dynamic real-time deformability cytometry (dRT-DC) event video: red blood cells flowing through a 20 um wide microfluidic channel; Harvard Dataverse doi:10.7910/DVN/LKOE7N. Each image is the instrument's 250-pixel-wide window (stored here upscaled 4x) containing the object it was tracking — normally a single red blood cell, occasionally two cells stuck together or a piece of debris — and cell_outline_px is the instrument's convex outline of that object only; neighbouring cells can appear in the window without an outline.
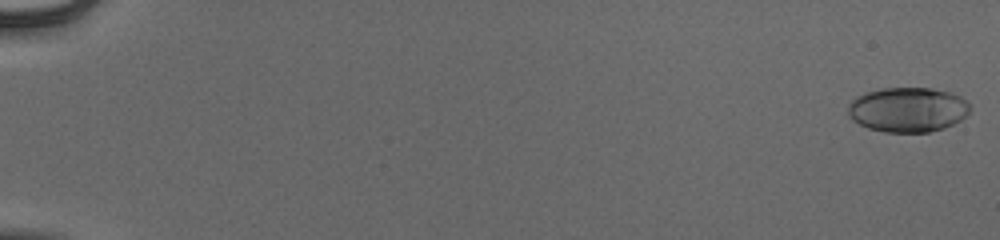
{"species": "human", "species_latin": "Homo sapiens", "temperature_condition": "cold", "stored_images_in_passage": 55, "camera_frame_rate_fps": 3000, "um_per_image_px": 0.085, "donor": {"sex": "male"}, "frame": {"image": 1, "passage_image": 1, "time_ms": 0.0, "image_size_px": [1000, 240], "cell_outline_px": [[968, 112], [960, 120], [944, 128], [928, 132], [884, 132], [868, 128], [852, 120], [848, 116], [848, 104], [852, 100], [868, 92], [884, 88], [932, 88], [948, 92], [960, 96], [968, 104]], "centroid_in_image_um": [77.13, 9.33], "position_along_channel_um": 7.9, "area_um2": 31.5}}
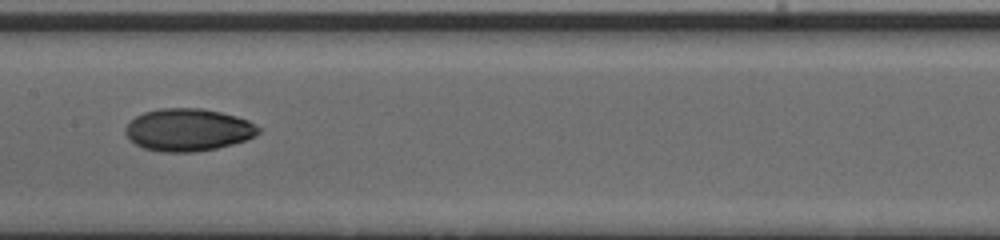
{"frame": {"image": 2, "passage_image": 31, "time_ms": 10.0, "image_size_px": [1000, 240], "cell_outline_px": [[260, 132], [256, 136], [232, 144], [216, 148], [192, 152], [164, 152], [144, 148], [136, 144], [124, 132], [128, 124], [136, 116], [144, 112], [160, 108], [200, 108], [220, 112], [236, 116], [248, 120], [256, 124], [260, 128]], "centroid_in_image_um": [16.01, 11.03], "position_along_channel_um": 191.4, "area_um2": 32.71}}
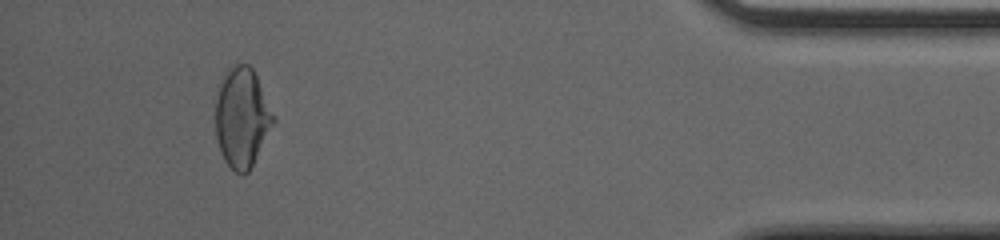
{"frame": {"image": 3, "passage_image": 52, "time_ms": 17.0, "image_size_px": [1000, 240], "cell_outline_px": [[276, 120], [248, 172], [244, 176], [240, 176], [224, 160], [220, 152], [216, 136], [216, 100], [220, 84], [224, 72], [228, 68], [236, 64], [248, 64], [252, 68], [276, 116]], "centroid_in_image_um": [20.57, 10.0], "position_along_channel_um": 414.6, "area_um2": 33.58}, "authors_computed_cell_mechanics": {"area_um2": 31.4432, "velocity_mm_per_s": 3.9125, "shape_relaxation_time_tau1_ms": 4.6271, "shape_relaxation_time_tau2_ms": 2.6302, "deformation_change_tau1": 0.158, "deformation_change_tau2": 0.0555}}